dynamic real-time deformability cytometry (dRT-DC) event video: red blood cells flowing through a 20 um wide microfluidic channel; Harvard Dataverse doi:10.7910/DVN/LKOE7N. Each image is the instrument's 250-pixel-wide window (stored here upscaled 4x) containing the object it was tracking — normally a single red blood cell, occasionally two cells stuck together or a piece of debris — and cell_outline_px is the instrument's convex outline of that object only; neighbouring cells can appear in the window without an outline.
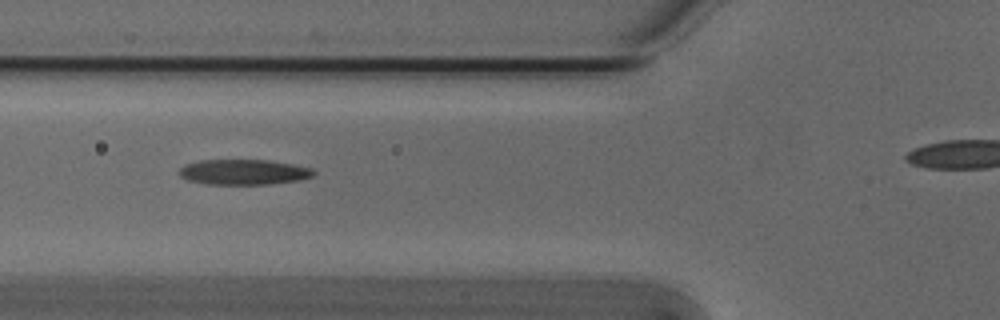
{"species": "Egyptian fruit bat (a non-hibernating species)", "species_latin": "Rousettus aegyptiacus", "temperature_condition": "cold", "stored_images_in_passage": 34, "camera_frame_rate_fps": 3000, "um_per_image_px": 0.085, "animal": {"sex": "male"}, "frame": {"image": 1, "passage_image": 7, "time_ms": 2.0, "image_size_px": [1000, 320], "cell_outline_px": [[316, 172], [312, 176], [300, 180], [272, 184], [204, 184], [188, 180], [180, 176], [180, 168], [184, 164], [200, 160], [268, 160], [292, 164], [312, 168]], "centroid_in_image_um": [20.71, 14.62], "position_along_channel_um": 105.1, "area_um2": 19.88}}
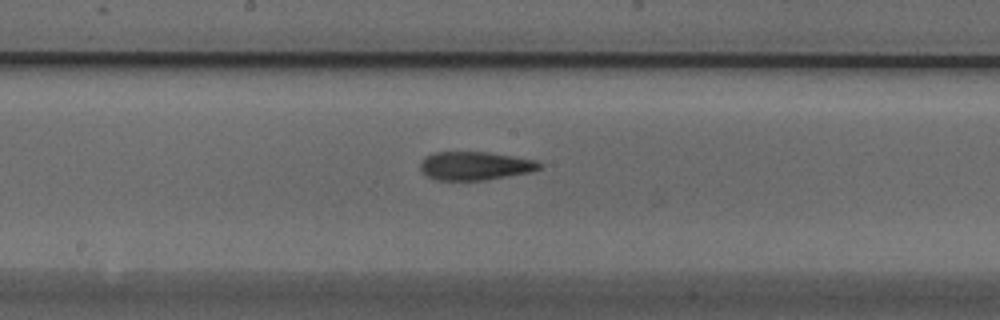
{"frame": {"image": 2, "passage_image": 15, "time_ms": 4.667, "image_size_px": [1000, 320], "cell_outline_px": [[544, 164], [540, 168], [532, 172], [484, 180], [436, 180], [428, 176], [420, 168], [420, 164], [428, 156], [436, 152], [488, 152], [536, 160]], "centroid_in_image_um": [40.44, 14.1], "position_along_channel_um": 207.8, "area_um2": 19.59}}
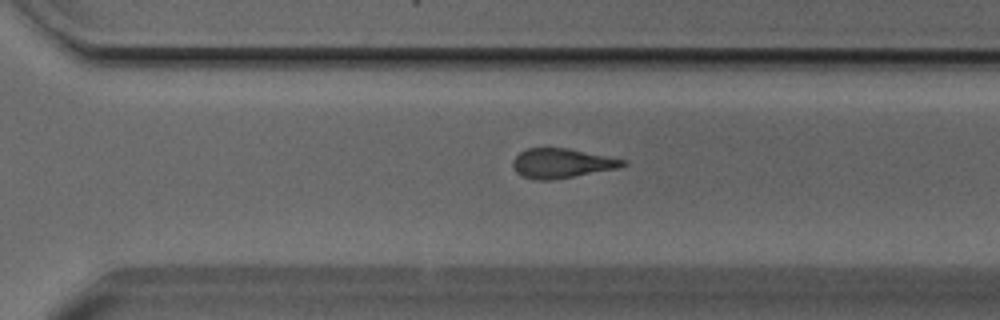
{"frame": {"image": 3, "passage_image": 24, "time_ms": 7.667, "image_size_px": [1000, 320], "cell_outline_px": [[628, 164], [620, 168], [552, 180], [536, 180], [524, 176], [516, 172], [512, 168], [512, 160], [520, 152], [528, 148], [568, 148], [624, 160]], "centroid_in_image_um": [47.72, 13.88], "position_along_channel_um": 322.9, "area_um2": 18.84}, "authors_computed_cell_mechanics": {"area_um2": 20.1144, "velocity_mm_per_s": 3.8448, "shape_relaxation_time_tau1_ms": 8.1661, "shape_relaxation_time_tau2_ms": 3.5948, "deformation_change_tau1": 0.2199, "deformation_change_tau2": 0.137}}